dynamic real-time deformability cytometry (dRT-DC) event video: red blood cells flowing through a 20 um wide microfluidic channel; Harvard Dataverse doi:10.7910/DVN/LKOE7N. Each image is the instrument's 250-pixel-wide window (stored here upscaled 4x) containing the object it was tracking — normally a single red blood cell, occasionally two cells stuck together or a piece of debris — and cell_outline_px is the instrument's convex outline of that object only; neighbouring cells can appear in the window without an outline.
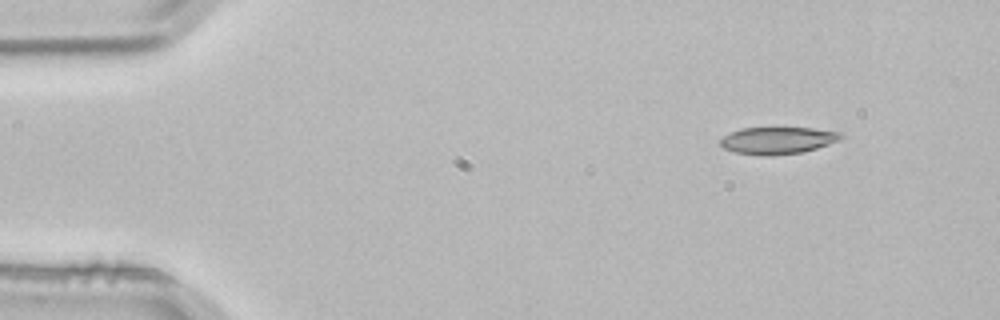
{"species": "common noctule bat (a hibernating species)", "species_latin": "Nyctalus noctula", "temperature_condition": "room temperature", "stored_images_in_passage": 4, "segment_of_instrument_passage": [1, 2], "camera_frame_rate_fps": 3000, "um_per_image_px": 0.085, "animal": {"sex": "male", "body_mass_g": 21.5, "forearm_length_mm": 52.0}, "frame": {"image": 1, "passage_image": 1, "time_ms": 0.0, "image_size_px": [1000, 320], "cell_outline_px": [[844, 136], [840, 140], [804, 152], [772, 156], [764, 156], [736, 152], [724, 148], [720, 144], [720, 140], [724, 136], [740, 128], [812, 128], [840, 132]], "centroid_in_image_um": [66.12, 11.94], "position_along_channel_um": 18.9, "area_um2": 18.96}}